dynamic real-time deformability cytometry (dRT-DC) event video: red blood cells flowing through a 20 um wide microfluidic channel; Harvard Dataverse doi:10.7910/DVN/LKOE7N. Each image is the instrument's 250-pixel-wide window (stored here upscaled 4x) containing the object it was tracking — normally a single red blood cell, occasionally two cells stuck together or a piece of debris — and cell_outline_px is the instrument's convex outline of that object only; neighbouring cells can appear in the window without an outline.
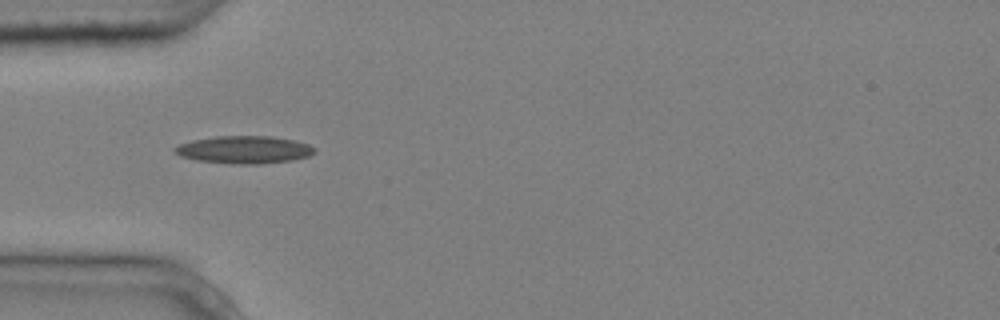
{"species": "common noctule bat (a hibernating species)", "species_latin": "Nyctalus noctula", "temperature_condition": "cold", "stored_images_in_passage": 6, "camera_frame_rate_fps": 3000, "um_per_image_px": 0.085, "animal": {"sex": "male", "body_mass_g": 20.4}, "frame": {"image": 1, "passage_image": 1, "time_ms": 0.0, "image_size_px": [1000, 320], "cell_outline_px": [[316, 152], [308, 156], [292, 160], [260, 164], [240, 164], [196, 160], [180, 156], [172, 152], [172, 148], [180, 144], [192, 140], [216, 136], [272, 136], [296, 140], [308, 144], [316, 148]], "centroid_in_image_um": [20.75, 12.72], "position_along_channel_um": 64.2, "area_um2": 22.6}}
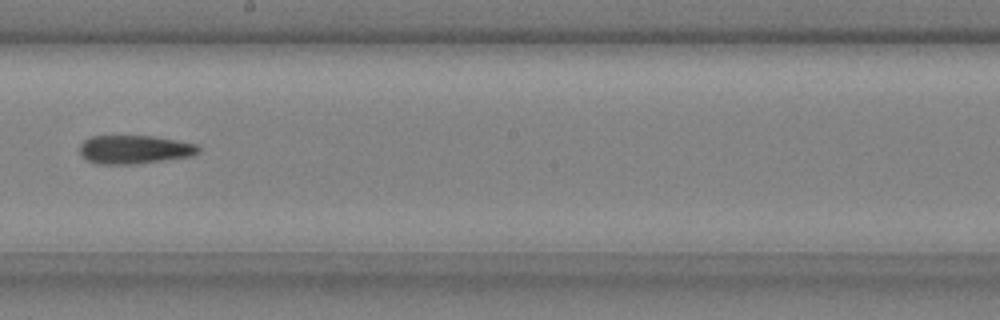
{"frame": {"image": 2, "passage_image": 5, "time_ms": 1.333, "image_size_px": [1000, 320], "cell_outline_px": [[200, 152], [192, 156], [132, 164], [96, 164], [88, 160], [80, 152], [80, 144], [84, 140], [92, 136], [152, 136], [176, 140], [196, 144], [200, 148]], "centroid_in_image_um": [11.43, 12.7], "position_along_channel_um": 236.8, "area_um2": 19.59}}
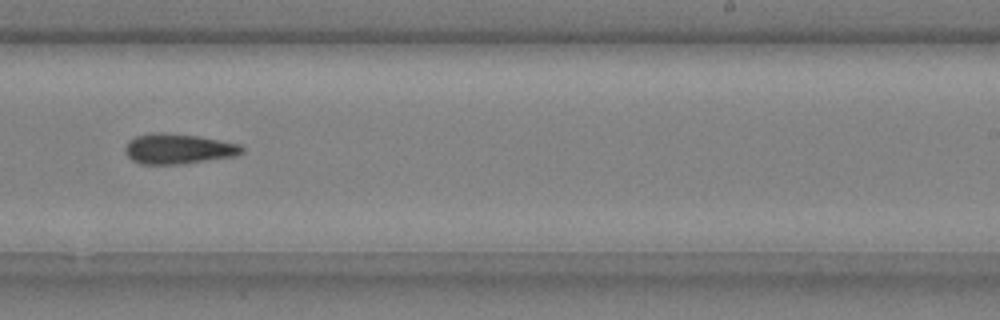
{"frame": {"image": 3, "passage_image": 6, "time_ms": 1.667, "image_size_px": [1000, 320], "cell_outline_px": [[244, 152], [240, 156], [184, 164], [140, 164], [132, 160], [124, 152], [124, 148], [128, 140], [136, 136], [152, 132], [164, 132], [196, 136], [220, 140], [240, 144], [244, 148]], "centroid_in_image_um": [15.17, 12.66], "position_along_channel_um": 273.8, "area_um2": 20.98}}